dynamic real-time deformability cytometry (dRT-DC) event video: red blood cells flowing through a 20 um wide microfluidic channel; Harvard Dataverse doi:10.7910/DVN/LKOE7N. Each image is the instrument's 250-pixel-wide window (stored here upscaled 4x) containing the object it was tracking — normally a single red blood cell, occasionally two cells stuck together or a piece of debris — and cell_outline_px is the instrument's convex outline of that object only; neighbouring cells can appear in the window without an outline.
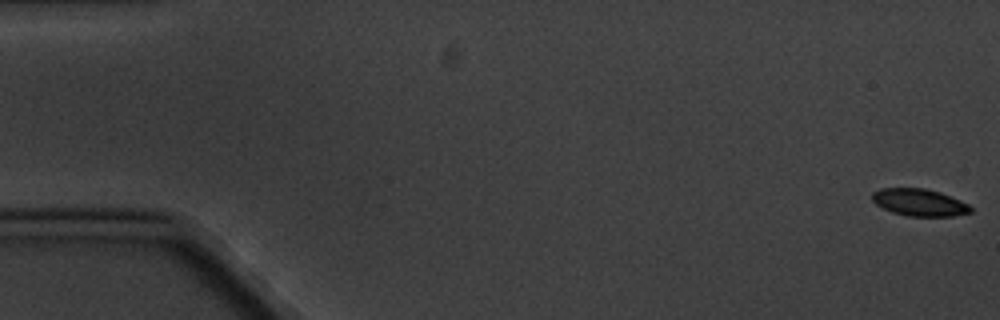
{"species": "common noctule bat (a hibernating species)", "species_latin": "Nyctalus noctula", "temperature_condition": "cold", "stored_images_in_passage": 5, "camera_frame_rate_fps": 3000, "um_per_image_px": 0.085, "animal": {"sex": "male", "body_mass_g": 20.1, "forearm_length_mm": 53.5}, "frame": {"image": 1, "passage_image": 1, "time_ms": 0.0, "image_size_px": [1000, 320], "cell_outline_px": [[972, 212], [952, 216], [908, 216], [892, 212], [876, 204], [872, 200], [872, 192], [880, 188], [924, 188], [940, 192], [960, 200], [968, 204], [972, 208]], "centroid_in_image_um": [78.14, 17.2], "position_along_channel_um": 6.9, "area_um2": 15.55}}
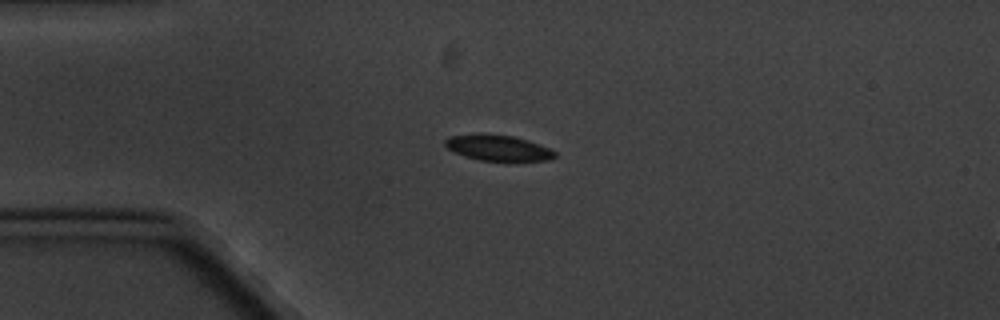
{"frame": {"image": 2, "passage_image": 5, "time_ms": 4.667, "image_size_px": [1000, 320], "cell_outline_px": [[556, 156], [548, 160], [480, 160], [464, 156], [448, 148], [444, 144], [444, 140], [448, 136], [484, 132], [512, 136], [528, 140], [548, 148], [556, 152]], "centroid_in_image_um": [42.28, 12.53], "position_along_channel_um": 42.7, "area_um2": 16.42}}